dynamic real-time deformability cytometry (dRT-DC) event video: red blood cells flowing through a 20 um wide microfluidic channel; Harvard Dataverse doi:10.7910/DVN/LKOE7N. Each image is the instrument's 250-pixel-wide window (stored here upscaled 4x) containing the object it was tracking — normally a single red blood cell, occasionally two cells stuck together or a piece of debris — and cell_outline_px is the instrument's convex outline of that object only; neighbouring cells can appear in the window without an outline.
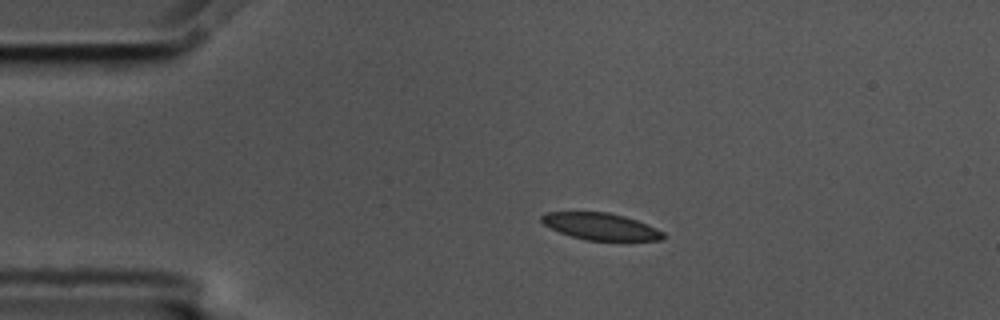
{"species": "common noctule bat (a hibernating species)", "species_latin": "Nyctalus noctula", "temperature_condition": "cold", "stored_images_in_passage": 3, "camera_frame_rate_fps": 3000, "um_per_image_px": 0.085, "animal": {"sex": "male", "body_mass_g": 17.5, "forearm_length_mm": 52.3}, "frame": {"image": 1, "passage_image": 2, "time_ms": 0.333, "image_size_px": [1000, 320], "cell_outline_px": [[664, 240], [584, 240], [560, 232], [544, 224], [540, 220], [540, 216], [548, 212], [608, 212], [624, 216], [636, 220], [656, 228], [664, 232]], "centroid_in_image_um": [51.06, 19.24], "position_along_channel_um": 33.9, "area_um2": 18.84}}